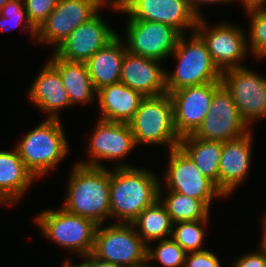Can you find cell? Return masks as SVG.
Wrapping results in <instances>:
<instances>
[{"mask_svg":"<svg viewBox=\"0 0 266 267\" xmlns=\"http://www.w3.org/2000/svg\"><path fill=\"white\" fill-rule=\"evenodd\" d=\"M110 169V219L132 223L148 206L159 199L161 180L149 169L116 164Z\"/></svg>","mask_w":266,"mask_h":267,"instance_id":"6da1fadb","label":"cell"},{"mask_svg":"<svg viewBox=\"0 0 266 267\" xmlns=\"http://www.w3.org/2000/svg\"><path fill=\"white\" fill-rule=\"evenodd\" d=\"M73 170V171H72ZM69 176L65 210L93 220L97 225L110 219V170L107 167L73 165Z\"/></svg>","mask_w":266,"mask_h":267,"instance_id":"7a4b0ae2","label":"cell"},{"mask_svg":"<svg viewBox=\"0 0 266 267\" xmlns=\"http://www.w3.org/2000/svg\"><path fill=\"white\" fill-rule=\"evenodd\" d=\"M60 119L45 118L22 137L15 147L26 168L37 179L45 176L69 154V144Z\"/></svg>","mask_w":266,"mask_h":267,"instance_id":"3957f363","label":"cell"},{"mask_svg":"<svg viewBox=\"0 0 266 267\" xmlns=\"http://www.w3.org/2000/svg\"><path fill=\"white\" fill-rule=\"evenodd\" d=\"M190 34L188 40L186 34L179 37L171 54L177 66L173 72H165L167 93L188 86L221 82L222 72L213 62L205 42L195 31Z\"/></svg>","mask_w":266,"mask_h":267,"instance_id":"277c9868","label":"cell"},{"mask_svg":"<svg viewBox=\"0 0 266 267\" xmlns=\"http://www.w3.org/2000/svg\"><path fill=\"white\" fill-rule=\"evenodd\" d=\"M135 142L145 145L179 146L180 138L174 127L173 102L169 93L145 97L129 122Z\"/></svg>","mask_w":266,"mask_h":267,"instance_id":"5b68a950","label":"cell"},{"mask_svg":"<svg viewBox=\"0 0 266 267\" xmlns=\"http://www.w3.org/2000/svg\"><path fill=\"white\" fill-rule=\"evenodd\" d=\"M43 237L80 257L92 253L97 224L86 217L70 213L63 207L45 209L35 218Z\"/></svg>","mask_w":266,"mask_h":267,"instance_id":"8992f818","label":"cell"},{"mask_svg":"<svg viewBox=\"0 0 266 267\" xmlns=\"http://www.w3.org/2000/svg\"><path fill=\"white\" fill-rule=\"evenodd\" d=\"M147 251L148 245L132 223L97 226L92 251L95 257L123 267H146Z\"/></svg>","mask_w":266,"mask_h":267,"instance_id":"52a82bcc","label":"cell"},{"mask_svg":"<svg viewBox=\"0 0 266 267\" xmlns=\"http://www.w3.org/2000/svg\"><path fill=\"white\" fill-rule=\"evenodd\" d=\"M103 7L110 8L113 12L119 11L117 0H59L55 9L36 30L34 42L56 48L78 26L89 21Z\"/></svg>","mask_w":266,"mask_h":267,"instance_id":"ba28073f","label":"cell"},{"mask_svg":"<svg viewBox=\"0 0 266 267\" xmlns=\"http://www.w3.org/2000/svg\"><path fill=\"white\" fill-rule=\"evenodd\" d=\"M168 152V168L164 174V184L168 191L186 195L191 199L201 200L210 209L213 199L225 197L217 185L202 174L190 156L180 146L174 147Z\"/></svg>","mask_w":266,"mask_h":267,"instance_id":"9c48e42d","label":"cell"},{"mask_svg":"<svg viewBox=\"0 0 266 267\" xmlns=\"http://www.w3.org/2000/svg\"><path fill=\"white\" fill-rule=\"evenodd\" d=\"M207 25L205 18L200 17L195 32L205 42L218 69L223 72L245 66L243 60L250 55L245 30L230 22Z\"/></svg>","mask_w":266,"mask_h":267,"instance_id":"30bf717a","label":"cell"},{"mask_svg":"<svg viewBox=\"0 0 266 267\" xmlns=\"http://www.w3.org/2000/svg\"><path fill=\"white\" fill-rule=\"evenodd\" d=\"M221 83L249 127L266 118V77L243 66L223 71Z\"/></svg>","mask_w":266,"mask_h":267,"instance_id":"8fae6325","label":"cell"},{"mask_svg":"<svg viewBox=\"0 0 266 267\" xmlns=\"http://www.w3.org/2000/svg\"><path fill=\"white\" fill-rule=\"evenodd\" d=\"M119 13L128 20L156 21L175 28L181 35L195 31L199 17L188 0H117ZM184 29V31H183Z\"/></svg>","mask_w":266,"mask_h":267,"instance_id":"7c38bea8","label":"cell"},{"mask_svg":"<svg viewBox=\"0 0 266 267\" xmlns=\"http://www.w3.org/2000/svg\"><path fill=\"white\" fill-rule=\"evenodd\" d=\"M250 129L230 93L221 85L213 93L207 115L193 135L199 139L223 143L247 134Z\"/></svg>","mask_w":266,"mask_h":267,"instance_id":"4fadbf2b","label":"cell"},{"mask_svg":"<svg viewBox=\"0 0 266 267\" xmlns=\"http://www.w3.org/2000/svg\"><path fill=\"white\" fill-rule=\"evenodd\" d=\"M126 24L127 51L161 62L172 54L181 36L172 26L156 21L127 20Z\"/></svg>","mask_w":266,"mask_h":267,"instance_id":"5bb4252c","label":"cell"},{"mask_svg":"<svg viewBox=\"0 0 266 267\" xmlns=\"http://www.w3.org/2000/svg\"><path fill=\"white\" fill-rule=\"evenodd\" d=\"M87 161L77 162L84 166L106 167L100 161H119L127 157L137 146L129 123L101 120L90 135Z\"/></svg>","mask_w":266,"mask_h":267,"instance_id":"9a60e30c","label":"cell"},{"mask_svg":"<svg viewBox=\"0 0 266 267\" xmlns=\"http://www.w3.org/2000/svg\"><path fill=\"white\" fill-rule=\"evenodd\" d=\"M221 85V82H211L169 93L173 102L174 127L179 138L194 134L201 126L209 110L213 93Z\"/></svg>","mask_w":266,"mask_h":267,"instance_id":"2e32d148","label":"cell"},{"mask_svg":"<svg viewBox=\"0 0 266 267\" xmlns=\"http://www.w3.org/2000/svg\"><path fill=\"white\" fill-rule=\"evenodd\" d=\"M110 27L98 12L54 48V54L65 61L86 62L118 35Z\"/></svg>","mask_w":266,"mask_h":267,"instance_id":"e0dca14e","label":"cell"},{"mask_svg":"<svg viewBox=\"0 0 266 267\" xmlns=\"http://www.w3.org/2000/svg\"><path fill=\"white\" fill-rule=\"evenodd\" d=\"M253 132L222 143L219 162V190L230 196L245 180L252 163ZM230 194V195H229Z\"/></svg>","mask_w":266,"mask_h":267,"instance_id":"ac0fdd59","label":"cell"},{"mask_svg":"<svg viewBox=\"0 0 266 267\" xmlns=\"http://www.w3.org/2000/svg\"><path fill=\"white\" fill-rule=\"evenodd\" d=\"M157 59L137 56L125 52L120 74V82L139 91L145 97L167 93L165 68Z\"/></svg>","mask_w":266,"mask_h":267,"instance_id":"d6986e66","label":"cell"},{"mask_svg":"<svg viewBox=\"0 0 266 267\" xmlns=\"http://www.w3.org/2000/svg\"><path fill=\"white\" fill-rule=\"evenodd\" d=\"M28 97L48 119H60L58 112L72 107L59 72L48 62L44 64L28 90Z\"/></svg>","mask_w":266,"mask_h":267,"instance_id":"ffe728a7","label":"cell"},{"mask_svg":"<svg viewBox=\"0 0 266 267\" xmlns=\"http://www.w3.org/2000/svg\"><path fill=\"white\" fill-rule=\"evenodd\" d=\"M145 96L122 82L113 83L97 90L96 99L100 109L99 119L129 123Z\"/></svg>","mask_w":266,"mask_h":267,"instance_id":"44dd1931","label":"cell"},{"mask_svg":"<svg viewBox=\"0 0 266 267\" xmlns=\"http://www.w3.org/2000/svg\"><path fill=\"white\" fill-rule=\"evenodd\" d=\"M36 178L26 168L16 148L0 150V205L13 206Z\"/></svg>","mask_w":266,"mask_h":267,"instance_id":"7402d4cb","label":"cell"},{"mask_svg":"<svg viewBox=\"0 0 266 267\" xmlns=\"http://www.w3.org/2000/svg\"><path fill=\"white\" fill-rule=\"evenodd\" d=\"M121 38L118 34L86 61L96 91L104 86L120 82L122 61L127 51L125 43L122 42L124 39Z\"/></svg>","mask_w":266,"mask_h":267,"instance_id":"603a6c76","label":"cell"},{"mask_svg":"<svg viewBox=\"0 0 266 267\" xmlns=\"http://www.w3.org/2000/svg\"><path fill=\"white\" fill-rule=\"evenodd\" d=\"M48 62L59 72L72 106L93 102L97 91L93 87L86 62L65 61L55 54Z\"/></svg>","mask_w":266,"mask_h":267,"instance_id":"cb8c5ba5","label":"cell"},{"mask_svg":"<svg viewBox=\"0 0 266 267\" xmlns=\"http://www.w3.org/2000/svg\"><path fill=\"white\" fill-rule=\"evenodd\" d=\"M179 146L190 156L202 174L211 179L219 189L222 142L199 139L191 134L181 137Z\"/></svg>","mask_w":266,"mask_h":267,"instance_id":"d4e9b609","label":"cell"},{"mask_svg":"<svg viewBox=\"0 0 266 267\" xmlns=\"http://www.w3.org/2000/svg\"><path fill=\"white\" fill-rule=\"evenodd\" d=\"M132 224L147 245L169 238L172 234L173 222L159 199L140 213Z\"/></svg>","mask_w":266,"mask_h":267,"instance_id":"484cf974","label":"cell"},{"mask_svg":"<svg viewBox=\"0 0 266 267\" xmlns=\"http://www.w3.org/2000/svg\"><path fill=\"white\" fill-rule=\"evenodd\" d=\"M162 187L163 184L160 182L159 200L166 207L173 223L180 221L209 220L211 211L203 201L191 199L186 195L173 191H168L165 196Z\"/></svg>","mask_w":266,"mask_h":267,"instance_id":"4316f807","label":"cell"},{"mask_svg":"<svg viewBox=\"0 0 266 267\" xmlns=\"http://www.w3.org/2000/svg\"><path fill=\"white\" fill-rule=\"evenodd\" d=\"M209 220L180 221L173 223L171 238L186 252L203 251L205 225Z\"/></svg>","mask_w":266,"mask_h":267,"instance_id":"83f0119b","label":"cell"},{"mask_svg":"<svg viewBox=\"0 0 266 267\" xmlns=\"http://www.w3.org/2000/svg\"><path fill=\"white\" fill-rule=\"evenodd\" d=\"M153 243H155L153 247L148 245L147 263L157 261L163 267H182L185 265L187 253L171 237ZM150 263L146 267H153Z\"/></svg>","mask_w":266,"mask_h":267,"instance_id":"f1b7e54d","label":"cell"},{"mask_svg":"<svg viewBox=\"0 0 266 267\" xmlns=\"http://www.w3.org/2000/svg\"><path fill=\"white\" fill-rule=\"evenodd\" d=\"M250 16L247 46L251 56L266 58V9L246 12Z\"/></svg>","mask_w":266,"mask_h":267,"instance_id":"f546056e","label":"cell"},{"mask_svg":"<svg viewBox=\"0 0 266 267\" xmlns=\"http://www.w3.org/2000/svg\"><path fill=\"white\" fill-rule=\"evenodd\" d=\"M25 21L24 28L28 29V33L32 38L36 37V29L30 24L24 7L23 0H12L8 2L0 11V29L8 31L13 28L22 26Z\"/></svg>","mask_w":266,"mask_h":267,"instance_id":"4dcf8cb0","label":"cell"},{"mask_svg":"<svg viewBox=\"0 0 266 267\" xmlns=\"http://www.w3.org/2000/svg\"><path fill=\"white\" fill-rule=\"evenodd\" d=\"M30 24L37 30L55 9L59 0H23Z\"/></svg>","mask_w":266,"mask_h":267,"instance_id":"1f68e13d","label":"cell"},{"mask_svg":"<svg viewBox=\"0 0 266 267\" xmlns=\"http://www.w3.org/2000/svg\"><path fill=\"white\" fill-rule=\"evenodd\" d=\"M185 267H221L220 260L210 250L188 252L185 257Z\"/></svg>","mask_w":266,"mask_h":267,"instance_id":"d6a6232c","label":"cell"},{"mask_svg":"<svg viewBox=\"0 0 266 267\" xmlns=\"http://www.w3.org/2000/svg\"><path fill=\"white\" fill-rule=\"evenodd\" d=\"M258 249L256 252L240 255L232 267H266V251L260 247Z\"/></svg>","mask_w":266,"mask_h":267,"instance_id":"836d02e7","label":"cell"},{"mask_svg":"<svg viewBox=\"0 0 266 267\" xmlns=\"http://www.w3.org/2000/svg\"><path fill=\"white\" fill-rule=\"evenodd\" d=\"M191 8L193 11L198 15V17H204L201 13L202 10H200V7L204 6L205 4H220V3H231L232 0H188ZM204 4V5H202Z\"/></svg>","mask_w":266,"mask_h":267,"instance_id":"e575fe53","label":"cell"},{"mask_svg":"<svg viewBox=\"0 0 266 267\" xmlns=\"http://www.w3.org/2000/svg\"><path fill=\"white\" fill-rule=\"evenodd\" d=\"M235 1L232 0V2ZM241 3L244 7L245 12L266 9V0H241Z\"/></svg>","mask_w":266,"mask_h":267,"instance_id":"d590c367","label":"cell"},{"mask_svg":"<svg viewBox=\"0 0 266 267\" xmlns=\"http://www.w3.org/2000/svg\"><path fill=\"white\" fill-rule=\"evenodd\" d=\"M84 258L89 263L90 267H123L117 264H113L111 262L101 260L95 257L92 253L86 255L85 257H83V259Z\"/></svg>","mask_w":266,"mask_h":267,"instance_id":"8d00e7d4","label":"cell"},{"mask_svg":"<svg viewBox=\"0 0 266 267\" xmlns=\"http://www.w3.org/2000/svg\"><path fill=\"white\" fill-rule=\"evenodd\" d=\"M262 237H261V243L259 244L260 246V248L262 249V250H265L266 251V212H265V216L263 217V219H262Z\"/></svg>","mask_w":266,"mask_h":267,"instance_id":"74e56055","label":"cell"},{"mask_svg":"<svg viewBox=\"0 0 266 267\" xmlns=\"http://www.w3.org/2000/svg\"><path fill=\"white\" fill-rule=\"evenodd\" d=\"M70 261L71 259H66L65 262L62 264V267H90L89 263L85 259L77 264H72L73 262Z\"/></svg>","mask_w":266,"mask_h":267,"instance_id":"f35d334b","label":"cell"},{"mask_svg":"<svg viewBox=\"0 0 266 267\" xmlns=\"http://www.w3.org/2000/svg\"><path fill=\"white\" fill-rule=\"evenodd\" d=\"M10 1H12V0H0V11Z\"/></svg>","mask_w":266,"mask_h":267,"instance_id":"ab89813d","label":"cell"}]
</instances>
